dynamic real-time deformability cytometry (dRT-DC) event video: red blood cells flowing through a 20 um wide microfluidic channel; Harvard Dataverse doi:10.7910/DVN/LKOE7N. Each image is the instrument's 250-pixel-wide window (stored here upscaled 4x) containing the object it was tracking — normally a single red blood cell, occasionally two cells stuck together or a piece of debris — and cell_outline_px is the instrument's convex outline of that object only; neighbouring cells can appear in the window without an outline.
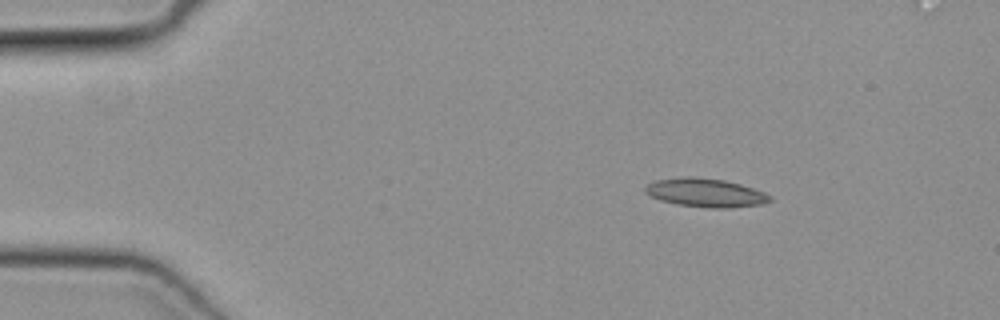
{"species": "common noctule bat (a hibernating species)", "species_latin": "Nyctalus noctula", "temperature_condition": "cold", "stored_images_in_passage": 50, "camera_frame_rate_fps": 3000, "um_per_image_px": 0.085, "animal": {"sex": "female", "body_mass_g": 19.3, "forearm_length_mm": 54.1}, "frame": {"image": 1, "passage_image": 7, "time_ms": 2.0, "image_size_px": [1000, 320], "cell_outline_px": [[772, 200], [764, 204], [732, 208], [708, 208], [676, 204], [660, 200], [644, 192], [644, 188], [648, 184], [656, 180], [688, 176], [724, 180], [740, 184], [764, 192], [772, 196]], "centroid_in_image_um": [60.0, 16.39], "position_along_channel_um": 25.0, "area_um2": 20.81}}
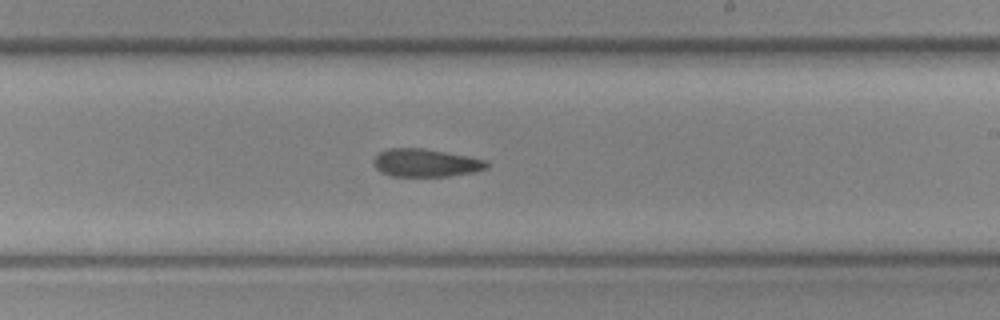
{"frame": {"image": 2, "passage_image": 29, "time_ms": 9.333, "image_size_px": [1000, 320], "cell_outline_px": [[488, 168], [476, 172], [448, 176], [392, 176], [380, 172], [372, 164], [372, 160], [380, 152], [388, 148], [424, 148], [488, 160]], "centroid_in_image_um": [36.18, 13.84], "position_along_channel_um": 252.8, "area_um2": 18.55}}
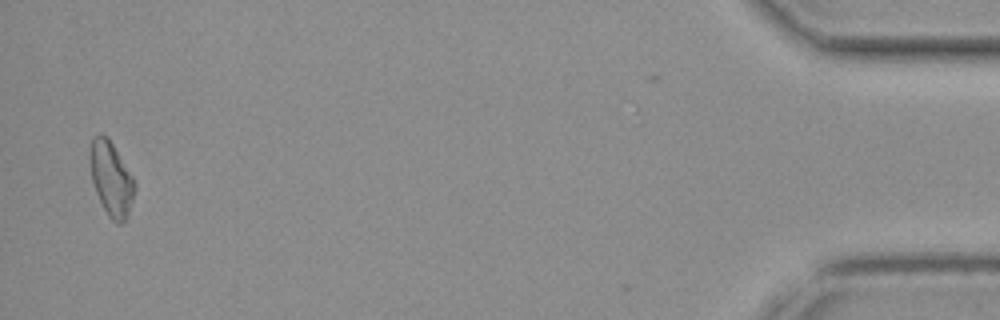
{"frame": {"image": 3, "passage_image": 48, "time_ms": 15.667, "image_size_px": [1000, 320], "cell_outline_px": [[136, 188], [128, 216], [120, 224], [116, 224], [108, 216], [96, 192], [92, 180], [88, 156], [88, 152], [92, 140], [100, 132], [108, 136], [136, 180]], "centroid_in_image_um": [9.46, 15.16], "position_along_channel_um": 425.7, "area_um2": 19.71}}